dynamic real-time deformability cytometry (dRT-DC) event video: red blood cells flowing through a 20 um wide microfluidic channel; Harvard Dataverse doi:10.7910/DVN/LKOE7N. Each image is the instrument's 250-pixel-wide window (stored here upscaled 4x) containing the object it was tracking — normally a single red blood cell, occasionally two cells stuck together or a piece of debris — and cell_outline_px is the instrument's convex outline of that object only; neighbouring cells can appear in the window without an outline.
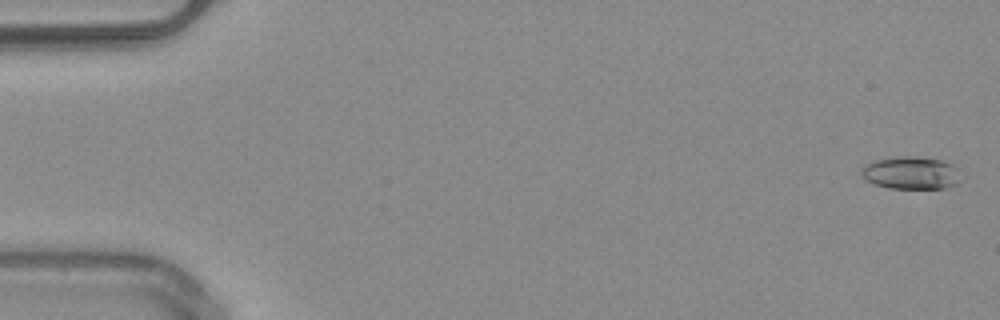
{"species": "common noctule bat (a hibernating species)", "species_latin": "Nyctalus noctula", "temperature_condition": "warm", "stored_images_in_passage": 51, "camera_frame_rate_fps": 3000, "um_per_image_px": 0.085, "animal": {"sex": "male", "body_mass_g": 20.4}, "frame": {"image": 1, "passage_image": 1, "time_ms": 0.0, "image_size_px": [1000, 320], "cell_outline_px": [[960, 180], [956, 184], [944, 188], [888, 188], [876, 184], [868, 180], [860, 172], [860, 168], [864, 164], [876, 160], [900, 156], [916, 156], [940, 160], [952, 164], [960, 168]], "centroid_in_image_um": [77.47, 14.68], "position_along_channel_um": 7.5, "area_um2": 18.96}}
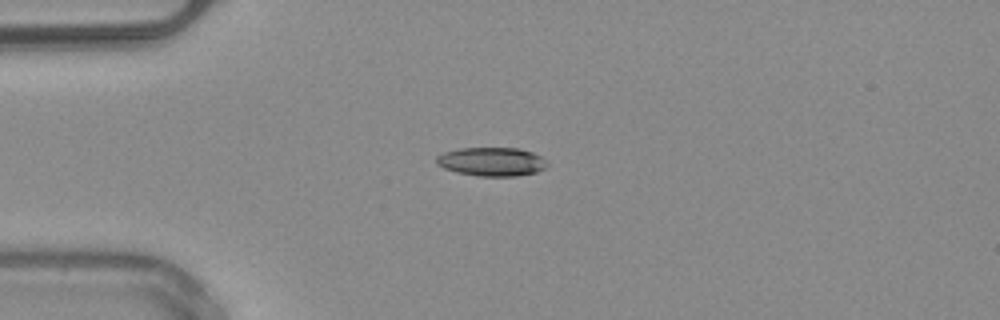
{"frame": {"image": 2, "passage_image": 13, "time_ms": 4.0, "image_size_px": [1000, 320], "cell_outline_px": [[548, 164], [544, 168], [536, 172], [516, 176], [476, 176], [456, 172], [444, 168], [436, 164], [436, 156], [444, 152], [460, 148], [520, 148], [532, 152], [540, 156]], "centroid_in_image_um": [41.76, 13.74], "position_along_channel_um": 43.2, "area_um2": 18.55}}
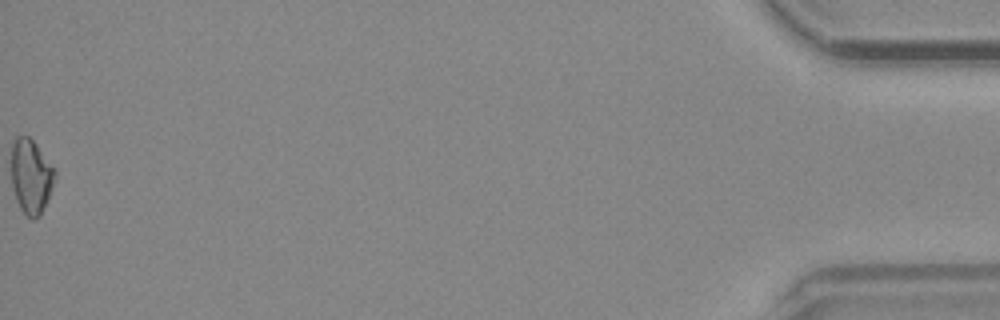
{"frame": {"image": 3, "passage_image": 51, "time_ms": 16.667, "image_size_px": [1000, 320], "cell_outline_px": [[56, 176], [48, 200], [40, 216], [36, 220], [32, 220], [20, 208], [16, 200], [12, 184], [12, 140], [16, 136], [28, 136], [36, 144], [56, 172]], "centroid_in_image_um": [2.63, 15.01], "position_along_channel_um": 432.6, "area_um2": 18.84}, "authors_computed_cell_mechanics": {"area_um2": 18.6116, "velocity_mm_per_s": 4.0534, "shape_relaxation_time_tau1_ms": 5.4429, "shape_relaxation_time_tau2_ms": null, "deformation_change_tau1": 0.1404, "deformation_change_tau2": null}}